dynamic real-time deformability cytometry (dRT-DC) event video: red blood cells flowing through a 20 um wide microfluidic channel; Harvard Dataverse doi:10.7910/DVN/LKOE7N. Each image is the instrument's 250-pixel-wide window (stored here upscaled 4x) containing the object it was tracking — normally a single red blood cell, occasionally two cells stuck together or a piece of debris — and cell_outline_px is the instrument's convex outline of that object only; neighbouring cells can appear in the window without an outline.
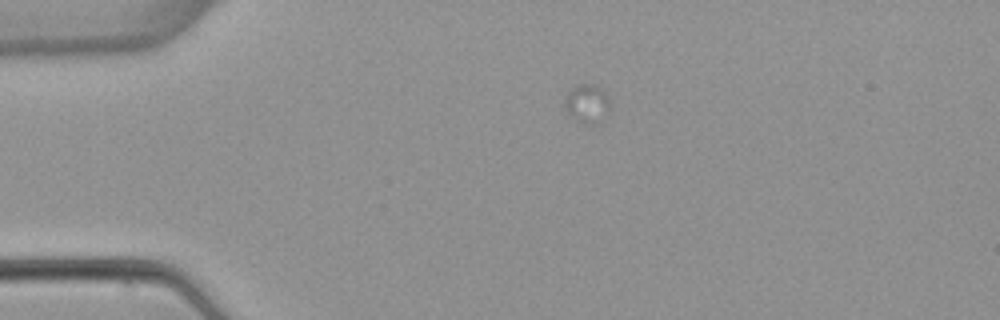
{"species": "common noctule bat (a hibernating species)", "species_latin": "Nyctalus noctula", "temperature_condition": "warm", "stored_images_in_passage": 4, "camera_frame_rate_fps": 3000, "um_per_image_px": 0.085, "animal": {"sex": "female", "body_mass_g": 22.7, "forearm_length_mm": 54.2}, "frame": {"image": 1, "passage_image": 1, "time_ms": 0.0, "image_size_px": [1000, 320], "cell_outline_px": [[608, 116], [604, 124], [580, 124], [564, 108], [564, 100], [568, 92], [576, 84], [596, 84], [604, 88], [608, 96]], "centroid_in_image_um": [49.95, 8.83], "position_along_channel_um": 35.1, "area_um2": 10.75}}